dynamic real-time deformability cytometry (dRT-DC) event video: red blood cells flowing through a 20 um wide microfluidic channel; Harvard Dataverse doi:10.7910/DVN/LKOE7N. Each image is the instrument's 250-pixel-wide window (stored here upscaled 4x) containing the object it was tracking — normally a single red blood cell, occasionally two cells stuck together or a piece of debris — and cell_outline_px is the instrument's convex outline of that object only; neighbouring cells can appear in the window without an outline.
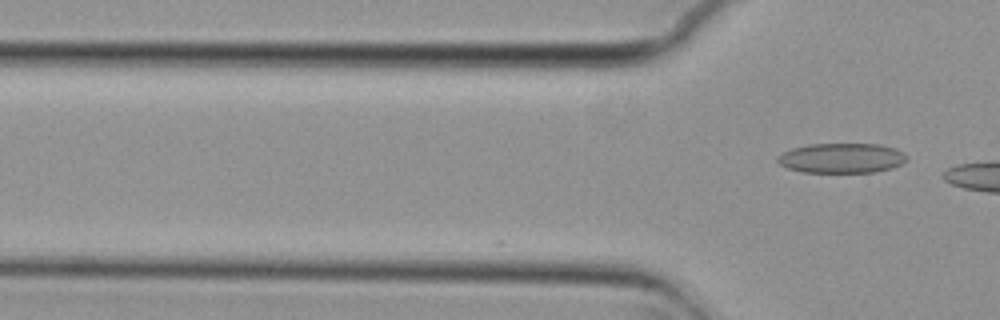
{"species": "common noctule bat (a hibernating species)", "species_latin": "Nyctalus noctula", "temperature_condition": "cold", "stored_images_in_passage": 4, "camera_frame_rate_fps": 3000, "um_per_image_px": 0.085, "animal": {"sex": "female", "body_mass_g": 29.2, "forearm_length_mm": 56.3}, "frame": {"image": 1, "passage_image": 4, "time_ms": 1.0, "image_size_px": [1000, 320], "cell_outline_px": [[908, 160], [892, 168], [872, 172], [804, 172], [788, 168], [780, 164], [776, 160], [776, 156], [792, 148], [808, 144], [880, 144], [896, 148], [904, 152], [908, 156]], "centroid_in_image_um": [71.56, 13.43], "position_along_channel_um": 54.2, "area_um2": 22.6}}